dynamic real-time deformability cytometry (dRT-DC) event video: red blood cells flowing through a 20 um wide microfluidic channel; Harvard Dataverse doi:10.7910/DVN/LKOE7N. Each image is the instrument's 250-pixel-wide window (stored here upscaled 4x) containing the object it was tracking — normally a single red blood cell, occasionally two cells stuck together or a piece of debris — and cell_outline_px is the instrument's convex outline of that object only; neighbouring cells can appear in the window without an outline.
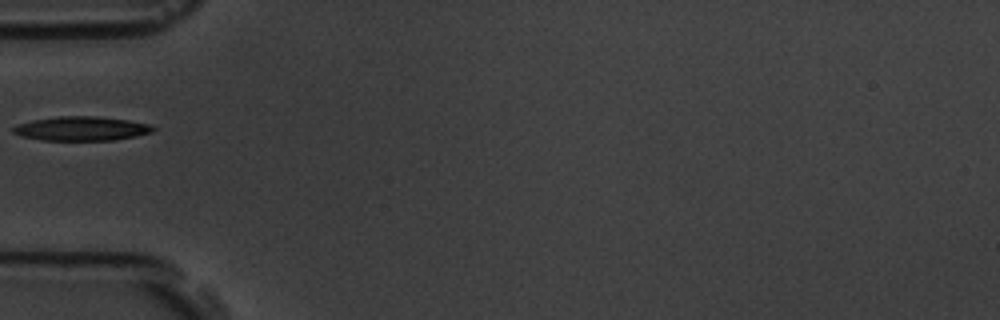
{"species": "common noctule bat (a hibernating species)", "species_latin": "Nyctalus noctula", "temperature_condition": "room temperature", "stored_images_in_passage": 7, "camera_frame_rate_fps": 3000, "um_per_image_px": 0.085, "animal": {"sex": "male", "body_mass_g": 19.5, "forearm_length_mm": 54.6}, "frame": {"image": 1, "passage_image": 6, "time_ms": 6.0, "image_size_px": [1000, 320], "cell_outline_px": [[156, 128], [152, 132], [136, 136], [112, 140], [44, 140], [20, 136], [12, 132], [12, 128], [16, 124], [32, 120], [56, 116], [100, 116], [128, 120], [152, 124]], "centroid_in_image_um": [6.92, 10.92], "position_along_channel_um": 78.1, "area_um2": 19.88}}
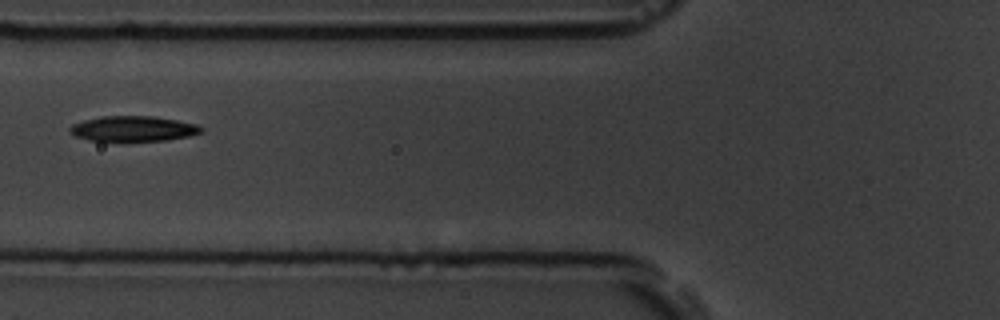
{"frame": {"image": 2, "passage_image": 7, "time_ms": 7.0, "image_size_px": [1000, 320], "cell_outline_px": [[204, 132], [188, 136], [168, 140], [124, 144], [120, 144], [88, 140], [76, 136], [68, 132], [68, 128], [72, 124], [84, 120], [100, 116], [152, 116], [176, 120], [196, 124], [204, 128]], "centroid_in_image_um": [11.28, 10.99], "position_along_channel_um": 114.5, "area_um2": 20.46}}